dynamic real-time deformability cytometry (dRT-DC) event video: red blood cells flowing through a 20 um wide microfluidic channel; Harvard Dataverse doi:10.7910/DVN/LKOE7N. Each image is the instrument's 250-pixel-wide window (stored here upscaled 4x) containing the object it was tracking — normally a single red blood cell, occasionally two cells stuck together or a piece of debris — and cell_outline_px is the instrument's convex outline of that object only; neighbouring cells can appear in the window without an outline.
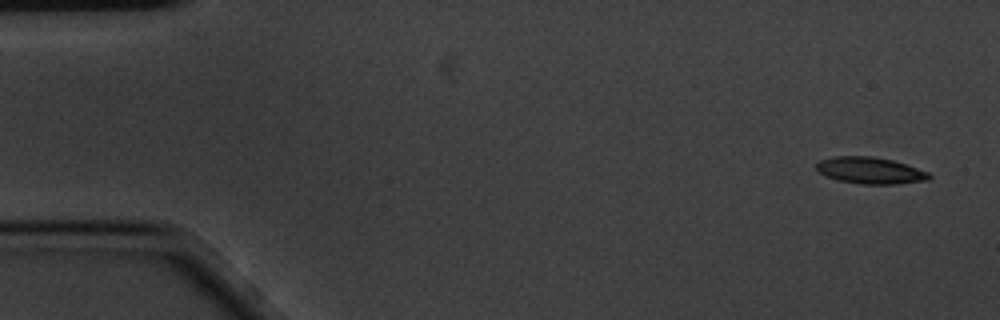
{"species": "common noctule bat (a hibernating species)", "species_latin": "Nyctalus noctula", "temperature_condition": "cold", "stored_images_in_passage": 5, "camera_frame_rate_fps": 3000, "um_per_image_px": 0.085, "animal": {"sex": "male", "body_mass_g": 20.1, "forearm_length_mm": 53.5}, "frame": {"image": 1, "passage_image": 1, "time_ms": 0.0, "image_size_px": [1000, 320], "cell_outline_px": [[932, 176], [928, 180], [896, 184], [860, 184], [840, 180], [828, 176], [820, 172], [816, 168], [816, 164], [820, 160], [836, 156], [872, 156], [892, 160], [928, 172]], "centroid_in_image_um": [73.98, 14.49], "position_along_channel_um": 11.0, "area_um2": 17.22}}
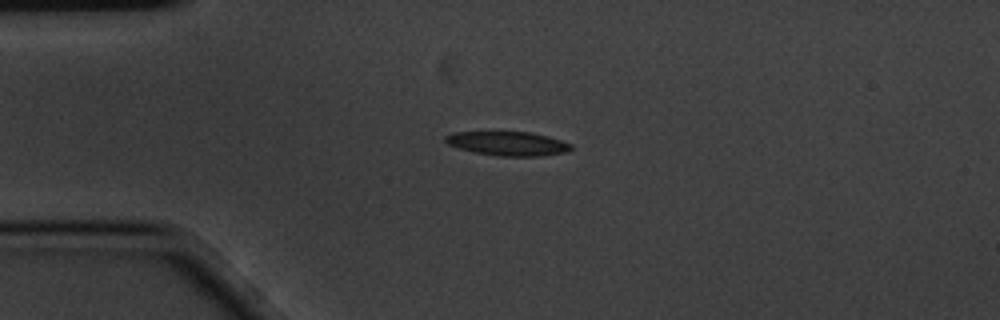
{"frame": {"image": 2, "passage_image": 4, "time_ms": 1.0, "image_size_px": [1000, 320], "cell_outline_px": [[572, 148], [568, 152], [540, 156], [496, 156], [472, 152], [448, 144], [444, 140], [444, 136], [452, 132], [532, 132], [548, 136], [572, 144]], "centroid_in_image_um": [43.17, 12.2], "position_along_channel_um": 41.8, "area_um2": 17.74}}